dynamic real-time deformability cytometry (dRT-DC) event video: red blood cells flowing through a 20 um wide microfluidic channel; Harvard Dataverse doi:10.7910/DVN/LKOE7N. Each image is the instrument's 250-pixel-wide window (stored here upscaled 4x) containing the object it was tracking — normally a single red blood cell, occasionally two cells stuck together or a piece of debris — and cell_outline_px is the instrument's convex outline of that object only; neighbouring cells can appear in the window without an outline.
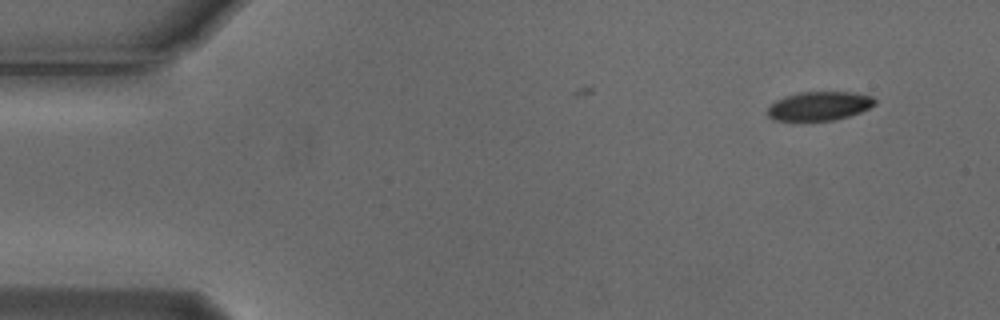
{"species": "Egyptian fruit bat (a non-hibernating species)", "species_latin": "Rousettus aegyptiacus", "temperature_condition": "cold", "stored_images_in_passage": 3, "camera_frame_rate_fps": 3000, "um_per_image_px": 0.085, "animal": {"sex": "male"}, "frame": {"image": 1, "passage_image": 1, "time_ms": 0.0, "image_size_px": [1000, 320], "cell_outline_px": [[876, 104], [860, 112], [836, 120], [772, 120], [764, 112], [776, 100], [784, 96], [800, 92], [856, 92], [872, 96], [876, 100]], "centroid_in_image_um": [69.63, 9.0], "position_along_channel_um": 15.4, "area_um2": 18.15}}
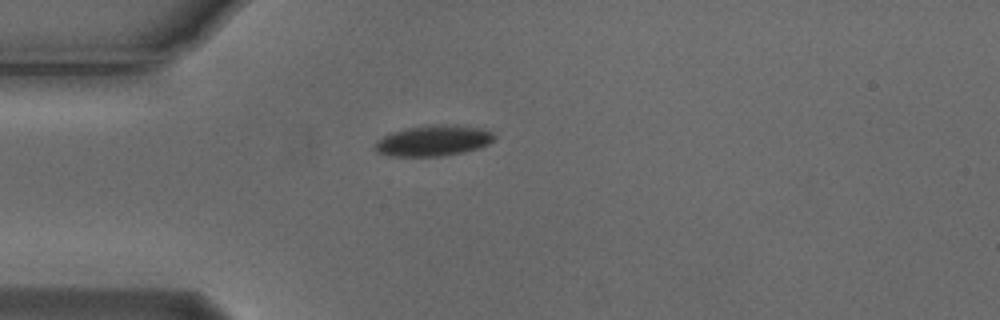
{"frame": {"image": 2, "passage_image": 3, "time_ms": 0.667, "image_size_px": [1000, 320], "cell_outline_px": [[496, 136], [488, 144], [464, 152], [444, 156], [388, 156], [376, 152], [372, 148], [376, 140], [392, 132], [408, 128], [432, 124], [452, 124], [480, 128], [492, 132]], "centroid_in_image_um": [36.79, 11.96], "position_along_channel_um": 48.2, "area_um2": 21.5}}